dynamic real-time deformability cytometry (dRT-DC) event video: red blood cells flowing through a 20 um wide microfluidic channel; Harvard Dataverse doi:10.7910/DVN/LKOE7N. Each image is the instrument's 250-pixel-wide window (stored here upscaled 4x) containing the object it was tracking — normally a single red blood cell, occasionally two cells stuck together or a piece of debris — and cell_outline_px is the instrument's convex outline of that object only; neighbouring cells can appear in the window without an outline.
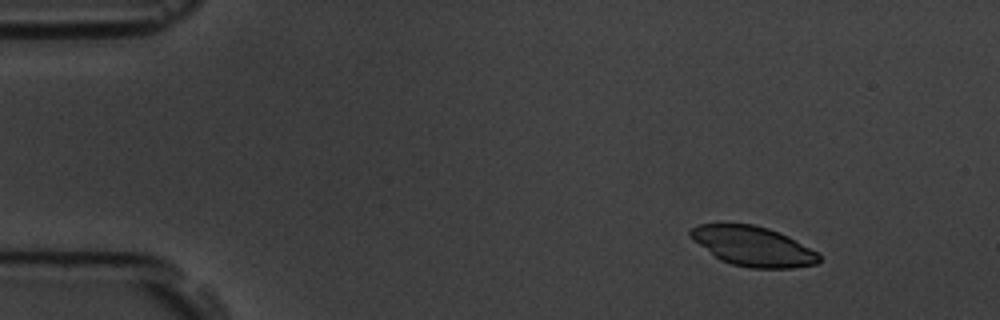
{"species": "common noctule bat (a hibernating species)", "species_latin": "Nyctalus noctula", "temperature_condition": "room temperature", "stored_images_in_passage": 4, "camera_frame_rate_fps": 3000, "um_per_image_px": 0.085, "animal": {"sex": "male", "body_mass_g": 19.5, "forearm_length_mm": 54.6}, "frame": {"image": 1, "passage_image": 2, "time_ms": 1.0, "image_size_px": [1000, 320], "cell_outline_px": [[820, 260], [816, 264], [792, 268], [748, 268], [732, 264], [720, 260], [692, 240], [688, 236], [688, 232], [696, 224], [752, 224], [768, 228], [788, 236], [816, 252], [820, 256]], "centroid_in_image_um": [63.96, 20.93], "position_along_channel_um": 21.0, "area_um2": 29.65}}